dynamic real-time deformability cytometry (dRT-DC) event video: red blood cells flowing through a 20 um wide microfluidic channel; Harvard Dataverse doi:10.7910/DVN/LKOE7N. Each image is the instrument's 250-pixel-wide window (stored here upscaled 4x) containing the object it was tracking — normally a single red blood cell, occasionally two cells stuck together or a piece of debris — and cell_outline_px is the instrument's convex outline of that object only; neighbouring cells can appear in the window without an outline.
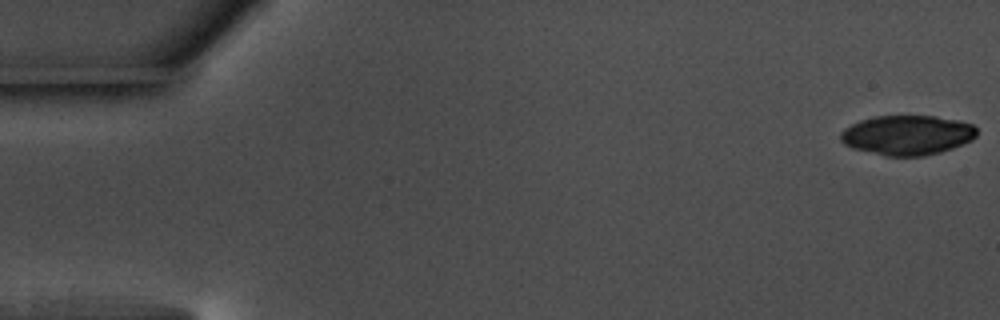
{"species": "common noctule bat (a hibernating species)", "species_latin": "Nyctalus noctula", "temperature_condition": "warm", "stored_images_in_passage": 55, "camera_frame_rate_fps": 3000, "um_per_image_px": 0.085, "animal": {"sex": "male", "body_mass_g": 17.5, "forearm_length_mm": 52.3}, "frame": {"image": 1, "passage_image": 1, "time_ms": 0.0, "image_size_px": [1000, 320], "cell_outline_px": [[976, 136], [972, 140], [964, 144], [940, 152], [924, 156], [884, 156], [852, 148], [844, 144], [840, 140], [840, 132], [844, 128], [860, 120], [876, 116], [936, 116], [960, 120], [972, 124], [976, 128]], "centroid_in_image_um": [77.11, 11.48], "position_along_channel_um": 7.9, "area_um2": 31.73}}